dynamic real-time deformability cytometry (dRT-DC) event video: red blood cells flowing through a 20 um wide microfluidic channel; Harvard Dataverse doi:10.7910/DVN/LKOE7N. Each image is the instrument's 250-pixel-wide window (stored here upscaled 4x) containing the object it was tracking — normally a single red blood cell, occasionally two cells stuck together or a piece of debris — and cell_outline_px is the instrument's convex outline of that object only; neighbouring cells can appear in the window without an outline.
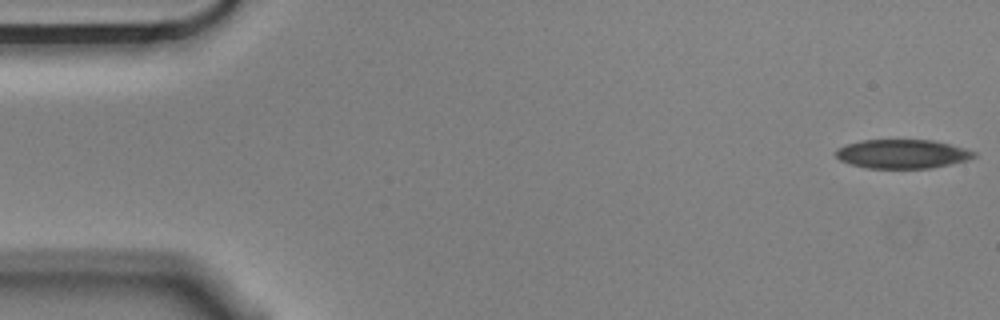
{"species": "Egyptian fruit bat (a non-hibernating species)", "species_latin": "Rousettus aegyptiacus", "temperature_condition": "cold", "stored_images_in_passage": 9, "camera_frame_rate_fps": 3000, "um_per_image_px": 0.085, "animal": {"sex": "male"}, "frame": {"image": 1, "passage_image": 1, "time_ms": 0.0, "image_size_px": [1000, 320], "cell_outline_px": [[976, 156], [968, 160], [932, 168], [864, 168], [848, 164], [840, 160], [836, 156], [836, 148], [848, 144], [864, 140], [932, 140], [964, 148], [976, 152]], "centroid_in_image_um": [76.68, 13.09], "position_along_channel_um": 8.3, "area_um2": 23.29}}